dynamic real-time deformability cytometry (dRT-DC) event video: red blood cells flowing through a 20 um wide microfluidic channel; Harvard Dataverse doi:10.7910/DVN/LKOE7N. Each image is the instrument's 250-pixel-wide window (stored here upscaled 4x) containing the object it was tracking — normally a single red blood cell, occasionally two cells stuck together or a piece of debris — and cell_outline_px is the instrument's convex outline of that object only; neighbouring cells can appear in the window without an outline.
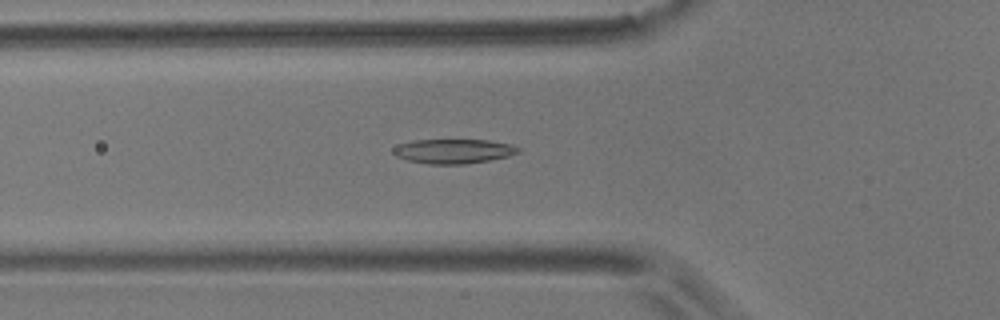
{"species": "common noctule bat (a hibernating species)", "species_latin": "Nyctalus noctula", "temperature_condition": "room temperature", "stored_images_in_passage": 27, "camera_frame_rate_fps": 3000, "um_per_image_px": 0.085, "animal": {"sex": "male", "body_mass_g": 17.9}, "frame": {"image": 1, "passage_image": 6, "time_ms": 1.667, "image_size_px": [1000, 320], "cell_outline_px": [[520, 152], [508, 156], [488, 160], [464, 164], [428, 164], [408, 160], [396, 156], [392, 152], [392, 148], [400, 144], [412, 140], [488, 140], [512, 144], [520, 148]], "centroid_in_image_um": [38.54, 12.85], "position_along_channel_um": 87.3, "area_um2": 17.8}}
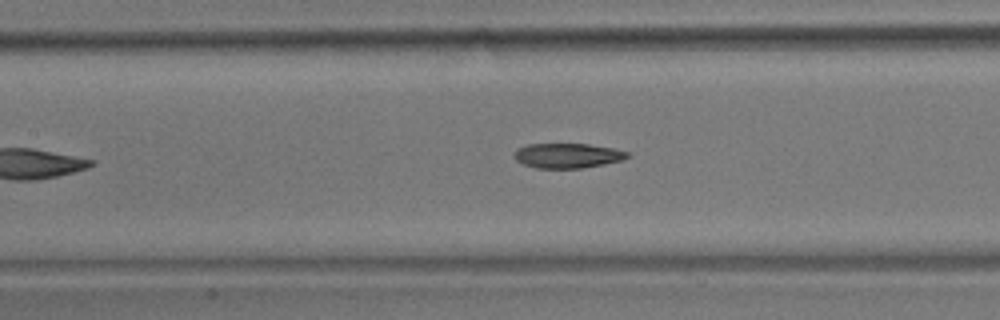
{"frame": {"image": 2, "passage_image": 12, "time_ms": 3.667, "image_size_px": [1000, 320], "cell_outline_px": [[628, 156], [620, 160], [604, 164], [584, 168], [536, 168], [524, 164], [516, 160], [516, 148], [528, 144], [588, 144], [612, 148], [628, 152]], "centroid_in_image_um": [48.22, 13.23], "position_along_channel_um": 159.2, "area_um2": 16.13}}
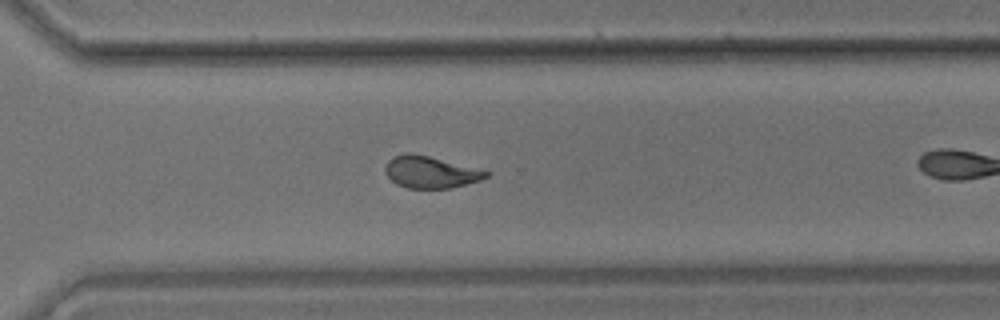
{"frame": {"image": 3, "passage_image": 23, "time_ms": 7.333, "image_size_px": [1000, 320], "cell_outline_px": [[488, 176], [480, 180], [448, 188], [408, 188], [396, 184], [384, 172], [384, 168], [388, 160], [392, 156], [408, 152], [428, 156], [488, 172]], "centroid_in_image_um": [36.49, 14.63], "position_along_channel_um": 334.1, "area_um2": 18.26}}